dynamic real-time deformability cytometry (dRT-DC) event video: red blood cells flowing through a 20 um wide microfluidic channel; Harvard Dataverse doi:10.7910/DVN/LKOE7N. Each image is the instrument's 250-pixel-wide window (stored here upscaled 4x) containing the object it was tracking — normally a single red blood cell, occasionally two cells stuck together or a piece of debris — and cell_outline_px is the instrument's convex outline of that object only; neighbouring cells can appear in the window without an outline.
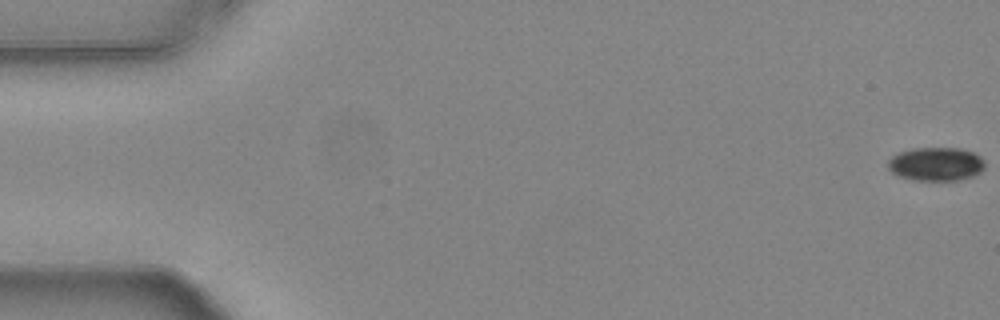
{"species": "common noctule bat (a hibernating species)", "species_latin": "Nyctalus noctula", "temperature_condition": "warm", "stored_images_in_passage": 55, "camera_frame_rate_fps": 3000, "um_per_image_px": 0.085, "animal": {"sex": "female", "body_mass_g": 24.6, "forearm_length_mm": 56.2}, "frame": {"image": 1, "passage_image": 1, "time_ms": 0.0, "image_size_px": [1000, 320], "cell_outline_px": [[984, 168], [980, 172], [972, 176], [960, 180], [912, 180], [900, 176], [892, 172], [888, 168], [888, 160], [892, 156], [900, 152], [912, 148], [960, 148], [972, 152], [980, 156], [984, 160]], "centroid_in_image_um": [79.56, 13.94], "position_along_channel_um": 5.4, "area_um2": 18.96}}
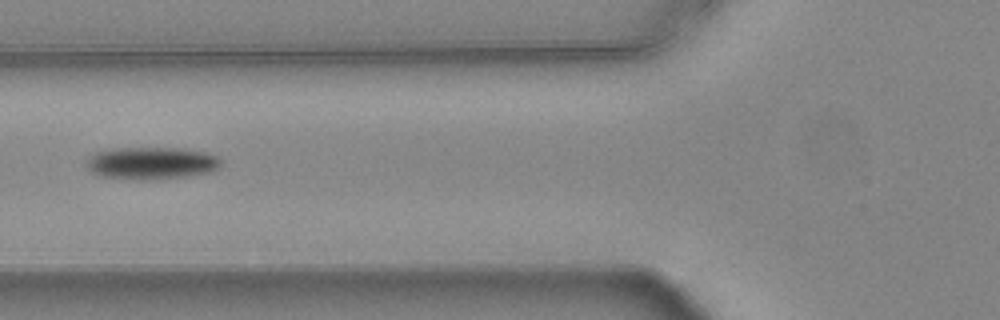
{"frame": {"image": 2, "passage_image": 22, "time_ms": 7.0, "image_size_px": [1000, 320], "cell_outline_px": [[220, 164], [216, 168], [208, 172], [184, 176], [152, 180], [140, 180], [100, 176], [92, 172], [84, 164], [84, 160], [88, 156], [96, 152], [112, 148], [184, 148], [204, 152], [216, 156], [220, 160]], "centroid_in_image_um": [12.78, 13.86], "position_along_channel_um": 113.0, "area_um2": 25.37}}
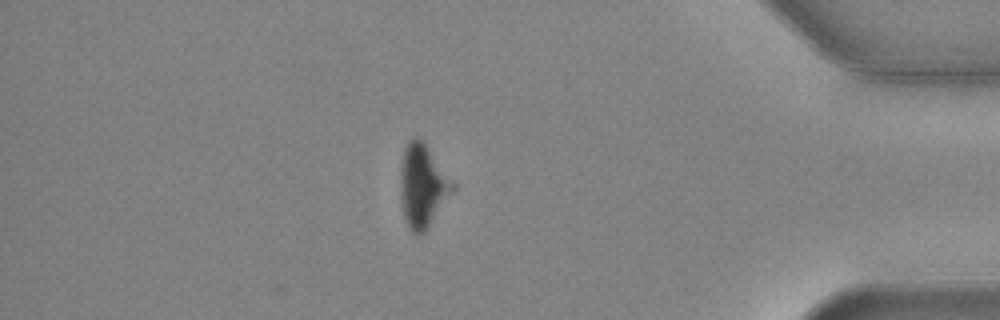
{"frame": {"image": 3, "passage_image": 48, "time_ms": 15.667, "image_size_px": [1000, 320], "cell_outline_px": [[456, 188], [424, 232], [416, 236], [412, 232], [404, 216], [400, 192], [400, 168], [404, 148], [416, 136], [424, 140], [456, 184]], "centroid_in_image_um": [35.94, 15.76], "position_along_channel_um": 399.3, "area_um2": 25.37}}